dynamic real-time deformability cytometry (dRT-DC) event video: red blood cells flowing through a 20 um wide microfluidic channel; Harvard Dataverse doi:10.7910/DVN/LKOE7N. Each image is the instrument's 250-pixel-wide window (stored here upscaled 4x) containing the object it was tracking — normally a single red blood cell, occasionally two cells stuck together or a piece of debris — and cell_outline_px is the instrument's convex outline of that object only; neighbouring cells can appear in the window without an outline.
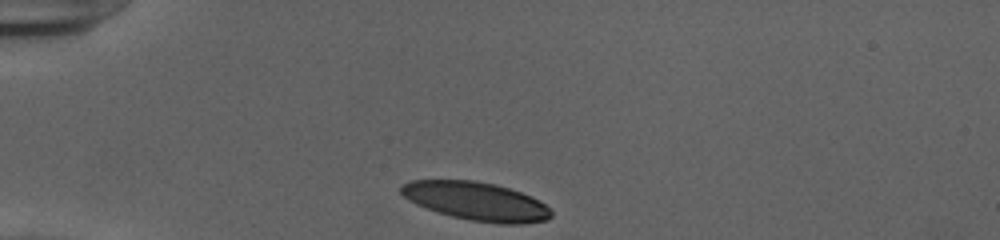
{"species": "human", "species_latin": "Homo sapiens", "temperature_condition": "cold", "stored_images_in_passage": 31, "camera_frame_rate_fps": 3000, "um_per_image_px": 0.085, "donor": {"sex": "female"}, "frame": {"image": 1, "passage_image": 1, "time_ms": 0.0, "image_size_px": [1000, 240], "cell_outline_px": [[552, 216], [548, 220], [520, 224], [500, 224], [472, 220], [452, 216], [416, 204], [408, 200], [400, 192], [400, 184], [408, 180], [476, 180], [496, 184], [532, 196], [544, 204], [552, 212]], "centroid_in_image_um": [40.47, 17.09], "position_along_channel_um": 44.5, "area_um2": 33.58}}
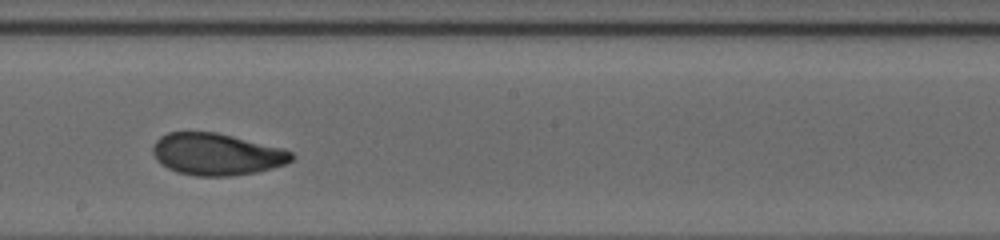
{"frame": {"image": 2, "passage_image": 18, "time_ms": 5.667, "image_size_px": [1000, 240], "cell_outline_px": [[296, 156], [288, 164], [256, 172], [232, 176], [196, 176], [180, 172], [168, 168], [156, 160], [152, 152], [152, 148], [156, 140], [160, 136], [168, 132], [216, 132], [284, 148], [292, 152]], "centroid_in_image_um": [18.44, 13.11], "position_along_channel_um": 229.8, "area_um2": 34.04}}
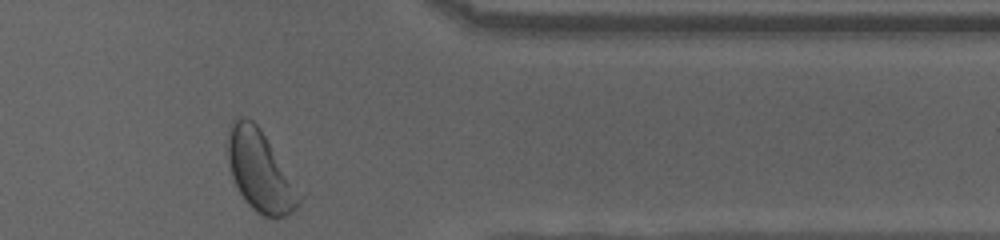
{"frame": {"image": 3, "passage_image": 31, "time_ms": 10.0, "image_size_px": [1000, 240], "cell_outline_px": [[308, 192], [300, 204], [288, 216], [276, 220], [264, 216], [256, 212], [244, 200], [232, 176], [228, 160], [228, 136], [232, 120], [244, 116], [252, 120], [260, 128]], "centroid_in_image_um": [22.27, 14.6], "position_along_channel_um": 389.1, "area_um2": 35.43}, "authors_computed_cell_mechanics": {"area_um2": 34.1598, "velocity_mm_per_s": 3.9032, "shape_relaxation_time_tau1_ms": 3.0298, "shape_relaxation_time_tau2_ms": 1.6292, "deformation_change_tau1": 0.1662, "deformation_change_tau2": 0.074}}